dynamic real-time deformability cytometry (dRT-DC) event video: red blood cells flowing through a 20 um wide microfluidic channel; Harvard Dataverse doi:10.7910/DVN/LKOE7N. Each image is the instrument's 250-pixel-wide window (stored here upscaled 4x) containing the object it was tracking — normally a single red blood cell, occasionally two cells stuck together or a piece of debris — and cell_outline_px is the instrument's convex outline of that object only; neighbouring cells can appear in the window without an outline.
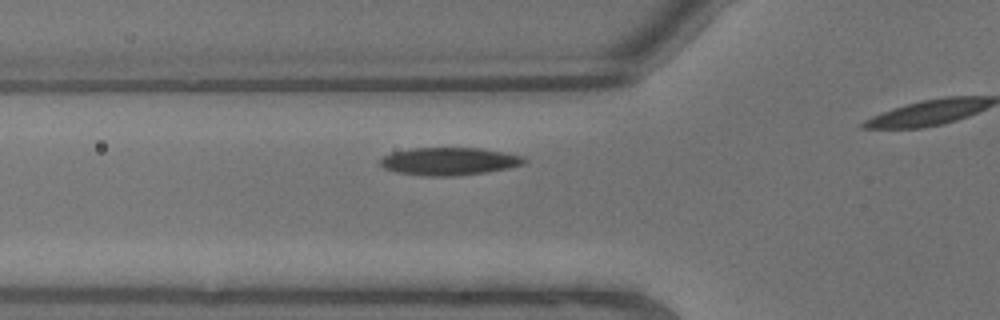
{"species": "common noctule bat (a hibernating species)", "species_latin": "Nyctalus noctula", "temperature_condition": "warm", "stored_images_in_passage": 5, "camera_frame_rate_fps": 3000, "um_per_image_px": 0.085, "animal": {"sex": "male", "body_mass_g": 13.3}, "frame": {"image": 1, "passage_image": 4, "time_ms": 1.0, "image_size_px": [1000, 320], "cell_outline_px": [[528, 160], [524, 164], [508, 168], [460, 176], [424, 176], [396, 172], [384, 168], [380, 164], [380, 160], [384, 156], [392, 152], [412, 148], [480, 148], [524, 156]], "centroid_in_image_um": [38.18, 13.71], "position_along_channel_um": 87.6, "area_um2": 23.29}}